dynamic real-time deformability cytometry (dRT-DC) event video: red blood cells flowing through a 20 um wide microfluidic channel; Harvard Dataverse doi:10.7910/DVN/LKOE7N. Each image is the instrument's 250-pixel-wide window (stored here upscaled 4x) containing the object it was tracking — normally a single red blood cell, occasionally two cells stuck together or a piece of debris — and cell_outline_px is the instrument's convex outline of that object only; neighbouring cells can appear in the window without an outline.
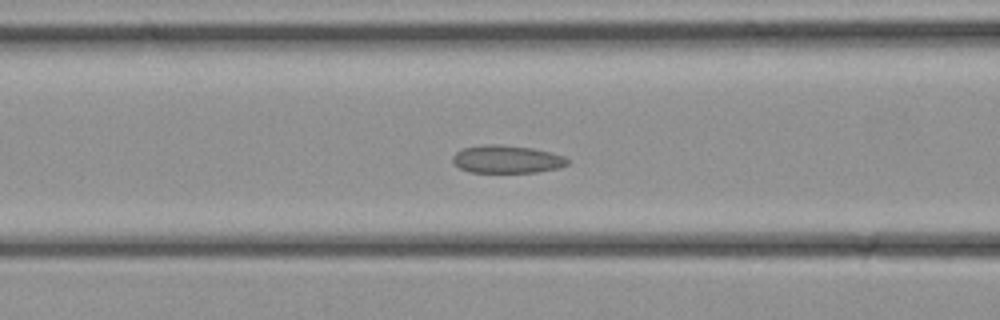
{"species": "common noctule bat (a hibernating species)", "species_latin": "Nyctalus noctula", "temperature_condition": "cold", "stored_images_in_passage": 35, "camera_frame_rate_fps": 3000, "um_per_image_px": 0.085, "animal": {"sex": "female", "body_mass_g": 21.9}, "frame": {"image": 1, "passage_image": 14, "time_ms": 4.333, "image_size_px": [1000, 320], "cell_outline_px": [[568, 164], [560, 168], [536, 172], [468, 172], [452, 164], [452, 156], [460, 148], [484, 144], [500, 144], [532, 148], [552, 152], [564, 156], [568, 160]], "centroid_in_image_um": [43.04, 13.53], "position_along_channel_um": 123.6, "area_um2": 18.9}}
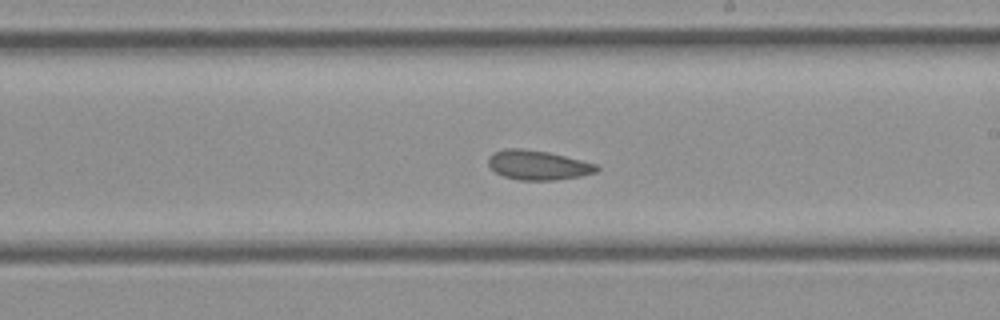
{"frame": {"image": 2, "passage_image": 20, "time_ms": 6.333, "image_size_px": [1000, 320], "cell_outline_px": [[600, 168], [596, 172], [580, 176], [556, 180], [520, 180], [504, 176], [496, 172], [488, 164], [488, 156], [492, 152], [504, 148], [520, 148], [548, 152], [596, 164]], "centroid_in_image_um": [45.7, 14.03], "position_along_channel_um": 243.3, "area_um2": 18.55}}
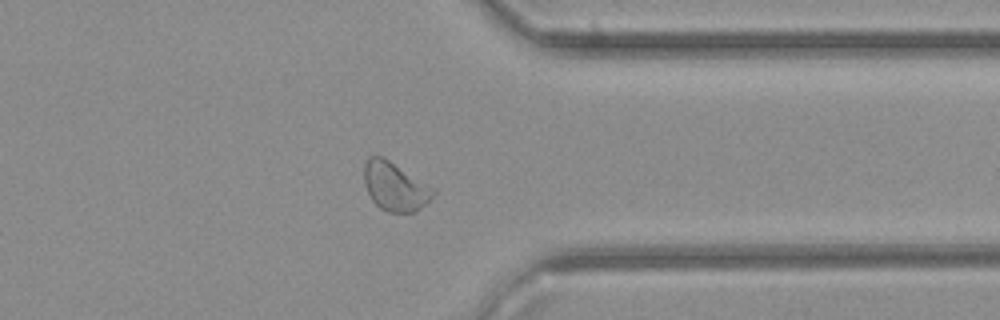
{"frame": {"image": 3, "passage_image": 27, "time_ms": 8.667, "image_size_px": [1000, 320], "cell_outline_px": [[436, 192], [420, 208], [412, 212], [388, 212], [380, 208], [372, 200], [364, 184], [364, 164], [368, 156], [384, 156], [436, 188]], "centroid_in_image_um": [33.57, 15.81], "position_along_channel_um": 377.8, "area_um2": 19.77}}